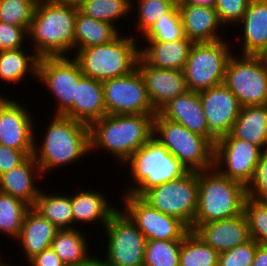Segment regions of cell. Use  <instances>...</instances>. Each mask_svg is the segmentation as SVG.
<instances>
[{
  "mask_svg": "<svg viewBox=\"0 0 267 266\" xmlns=\"http://www.w3.org/2000/svg\"><path fill=\"white\" fill-rule=\"evenodd\" d=\"M51 118L42 141L35 129L33 156L43 176L58 167L83 161L84 156L90 155L88 125L64 115L53 114Z\"/></svg>",
  "mask_w": 267,
  "mask_h": 266,
  "instance_id": "cell-1",
  "label": "cell"
},
{
  "mask_svg": "<svg viewBox=\"0 0 267 266\" xmlns=\"http://www.w3.org/2000/svg\"><path fill=\"white\" fill-rule=\"evenodd\" d=\"M156 114L105 115L89 126L90 153L108 152L123 164L153 137ZM100 150V151H99Z\"/></svg>",
  "mask_w": 267,
  "mask_h": 266,
  "instance_id": "cell-2",
  "label": "cell"
},
{
  "mask_svg": "<svg viewBox=\"0 0 267 266\" xmlns=\"http://www.w3.org/2000/svg\"><path fill=\"white\" fill-rule=\"evenodd\" d=\"M78 10L76 6L38 0L28 30V41L39 58L68 56L71 53L73 56Z\"/></svg>",
  "mask_w": 267,
  "mask_h": 266,
  "instance_id": "cell-3",
  "label": "cell"
},
{
  "mask_svg": "<svg viewBox=\"0 0 267 266\" xmlns=\"http://www.w3.org/2000/svg\"><path fill=\"white\" fill-rule=\"evenodd\" d=\"M246 187L215 167L198 171V203L192 225L225 220L243 213Z\"/></svg>",
  "mask_w": 267,
  "mask_h": 266,
  "instance_id": "cell-4",
  "label": "cell"
},
{
  "mask_svg": "<svg viewBox=\"0 0 267 266\" xmlns=\"http://www.w3.org/2000/svg\"><path fill=\"white\" fill-rule=\"evenodd\" d=\"M123 165L131 169L129 177L133 181L122 194L130 193L137 197L155 186L179 179L188 172L154 137L135 151Z\"/></svg>",
  "mask_w": 267,
  "mask_h": 266,
  "instance_id": "cell-5",
  "label": "cell"
},
{
  "mask_svg": "<svg viewBox=\"0 0 267 266\" xmlns=\"http://www.w3.org/2000/svg\"><path fill=\"white\" fill-rule=\"evenodd\" d=\"M139 41L134 35L123 36L121 33L112 42L80 49L73 57L85 76L103 82L126 76L137 69Z\"/></svg>",
  "mask_w": 267,
  "mask_h": 266,
  "instance_id": "cell-6",
  "label": "cell"
},
{
  "mask_svg": "<svg viewBox=\"0 0 267 266\" xmlns=\"http://www.w3.org/2000/svg\"><path fill=\"white\" fill-rule=\"evenodd\" d=\"M153 137L178 159L188 171H203L214 167V145L205 137L183 125L162 118H153Z\"/></svg>",
  "mask_w": 267,
  "mask_h": 266,
  "instance_id": "cell-7",
  "label": "cell"
},
{
  "mask_svg": "<svg viewBox=\"0 0 267 266\" xmlns=\"http://www.w3.org/2000/svg\"><path fill=\"white\" fill-rule=\"evenodd\" d=\"M228 39L194 42L183 69L187 87L201 92L224 83L225 70L234 48Z\"/></svg>",
  "mask_w": 267,
  "mask_h": 266,
  "instance_id": "cell-8",
  "label": "cell"
},
{
  "mask_svg": "<svg viewBox=\"0 0 267 266\" xmlns=\"http://www.w3.org/2000/svg\"><path fill=\"white\" fill-rule=\"evenodd\" d=\"M42 57L38 61L37 82L45 85L56 105L54 115L73 119V101L76 99L77 83L84 76L77 60L71 56Z\"/></svg>",
  "mask_w": 267,
  "mask_h": 266,
  "instance_id": "cell-9",
  "label": "cell"
},
{
  "mask_svg": "<svg viewBox=\"0 0 267 266\" xmlns=\"http://www.w3.org/2000/svg\"><path fill=\"white\" fill-rule=\"evenodd\" d=\"M141 198L162 213L179 218L191 230L198 203V171L155 186Z\"/></svg>",
  "mask_w": 267,
  "mask_h": 266,
  "instance_id": "cell-10",
  "label": "cell"
},
{
  "mask_svg": "<svg viewBox=\"0 0 267 266\" xmlns=\"http://www.w3.org/2000/svg\"><path fill=\"white\" fill-rule=\"evenodd\" d=\"M107 266H143L147 239L119 208L105 225Z\"/></svg>",
  "mask_w": 267,
  "mask_h": 266,
  "instance_id": "cell-11",
  "label": "cell"
},
{
  "mask_svg": "<svg viewBox=\"0 0 267 266\" xmlns=\"http://www.w3.org/2000/svg\"><path fill=\"white\" fill-rule=\"evenodd\" d=\"M233 52L226 70L224 85L241 107L267 104V69L254 55Z\"/></svg>",
  "mask_w": 267,
  "mask_h": 266,
  "instance_id": "cell-12",
  "label": "cell"
},
{
  "mask_svg": "<svg viewBox=\"0 0 267 266\" xmlns=\"http://www.w3.org/2000/svg\"><path fill=\"white\" fill-rule=\"evenodd\" d=\"M263 152L259 146L228 134L214 145V167L223 176L247 187Z\"/></svg>",
  "mask_w": 267,
  "mask_h": 266,
  "instance_id": "cell-13",
  "label": "cell"
},
{
  "mask_svg": "<svg viewBox=\"0 0 267 266\" xmlns=\"http://www.w3.org/2000/svg\"><path fill=\"white\" fill-rule=\"evenodd\" d=\"M121 209L136 224L147 240H182L190 228L179 218L151 207L141 197L122 194Z\"/></svg>",
  "mask_w": 267,
  "mask_h": 266,
  "instance_id": "cell-14",
  "label": "cell"
},
{
  "mask_svg": "<svg viewBox=\"0 0 267 266\" xmlns=\"http://www.w3.org/2000/svg\"><path fill=\"white\" fill-rule=\"evenodd\" d=\"M107 115L156 114L140 72L102 82Z\"/></svg>",
  "mask_w": 267,
  "mask_h": 266,
  "instance_id": "cell-15",
  "label": "cell"
},
{
  "mask_svg": "<svg viewBox=\"0 0 267 266\" xmlns=\"http://www.w3.org/2000/svg\"><path fill=\"white\" fill-rule=\"evenodd\" d=\"M18 101L6 95L0 102V145L30 156L34 153L36 124L32 112Z\"/></svg>",
  "mask_w": 267,
  "mask_h": 266,
  "instance_id": "cell-16",
  "label": "cell"
},
{
  "mask_svg": "<svg viewBox=\"0 0 267 266\" xmlns=\"http://www.w3.org/2000/svg\"><path fill=\"white\" fill-rule=\"evenodd\" d=\"M198 93L209 132L217 140L228 135L241 108L237 98L224 84Z\"/></svg>",
  "mask_w": 267,
  "mask_h": 266,
  "instance_id": "cell-17",
  "label": "cell"
},
{
  "mask_svg": "<svg viewBox=\"0 0 267 266\" xmlns=\"http://www.w3.org/2000/svg\"><path fill=\"white\" fill-rule=\"evenodd\" d=\"M137 70L144 80L150 102L156 112L189 90L181 70L156 68L147 64L141 57L138 59Z\"/></svg>",
  "mask_w": 267,
  "mask_h": 266,
  "instance_id": "cell-18",
  "label": "cell"
},
{
  "mask_svg": "<svg viewBox=\"0 0 267 266\" xmlns=\"http://www.w3.org/2000/svg\"><path fill=\"white\" fill-rule=\"evenodd\" d=\"M191 230L218 253L245 244L250 240L244 213L230 219L192 225Z\"/></svg>",
  "mask_w": 267,
  "mask_h": 266,
  "instance_id": "cell-19",
  "label": "cell"
},
{
  "mask_svg": "<svg viewBox=\"0 0 267 266\" xmlns=\"http://www.w3.org/2000/svg\"><path fill=\"white\" fill-rule=\"evenodd\" d=\"M162 118L183 125L193 133L207 138L213 145L217 139L209 132L198 92L191 90L166 103L158 112Z\"/></svg>",
  "mask_w": 267,
  "mask_h": 266,
  "instance_id": "cell-20",
  "label": "cell"
},
{
  "mask_svg": "<svg viewBox=\"0 0 267 266\" xmlns=\"http://www.w3.org/2000/svg\"><path fill=\"white\" fill-rule=\"evenodd\" d=\"M44 177L33 155L0 176V192L12 195L33 206L41 188L36 184Z\"/></svg>",
  "mask_w": 267,
  "mask_h": 266,
  "instance_id": "cell-21",
  "label": "cell"
},
{
  "mask_svg": "<svg viewBox=\"0 0 267 266\" xmlns=\"http://www.w3.org/2000/svg\"><path fill=\"white\" fill-rule=\"evenodd\" d=\"M177 7L181 15L184 34L189 40L212 42L226 38L224 37L226 34L219 31L220 28L225 27L221 24L214 8L197 5H177Z\"/></svg>",
  "mask_w": 267,
  "mask_h": 266,
  "instance_id": "cell-22",
  "label": "cell"
},
{
  "mask_svg": "<svg viewBox=\"0 0 267 266\" xmlns=\"http://www.w3.org/2000/svg\"><path fill=\"white\" fill-rule=\"evenodd\" d=\"M236 27L242 28L239 31L241 40H237L241 44L242 51L238 50L240 55L255 56L259 53L267 45V2L250 0L247 11Z\"/></svg>",
  "mask_w": 267,
  "mask_h": 266,
  "instance_id": "cell-23",
  "label": "cell"
},
{
  "mask_svg": "<svg viewBox=\"0 0 267 266\" xmlns=\"http://www.w3.org/2000/svg\"><path fill=\"white\" fill-rule=\"evenodd\" d=\"M59 229L48 219L41 216L32 207L27 211L20 234L15 241L23 252L28 262L34 256L51 247Z\"/></svg>",
  "mask_w": 267,
  "mask_h": 266,
  "instance_id": "cell-24",
  "label": "cell"
},
{
  "mask_svg": "<svg viewBox=\"0 0 267 266\" xmlns=\"http://www.w3.org/2000/svg\"><path fill=\"white\" fill-rule=\"evenodd\" d=\"M193 43L186 36L170 42L144 41L140 57L156 68L183 71Z\"/></svg>",
  "mask_w": 267,
  "mask_h": 266,
  "instance_id": "cell-25",
  "label": "cell"
},
{
  "mask_svg": "<svg viewBox=\"0 0 267 266\" xmlns=\"http://www.w3.org/2000/svg\"><path fill=\"white\" fill-rule=\"evenodd\" d=\"M105 192L92 190H80L71 194V210L74 224H95L100 222L103 228L111 216L118 210L115 204L111 205Z\"/></svg>",
  "mask_w": 267,
  "mask_h": 266,
  "instance_id": "cell-26",
  "label": "cell"
},
{
  "mask_svg": "<svg viewBox=\"0 0 267 266\" xmlns=\"http://www.w3.org/2000/svg\"><path fill=\"white\" fill-rule=\"evenodd\" d=\"M105 115L107 113L102 82L84 75L77 83L73 119L90 126Z\"/></svg>",
  "mask_w": 267,
  "mask_h": 266,
  "instance_id": "cell-27",
  "label": "cell"
},
{
  "mask_svg": "<svg viewBox=\"0 0 267 266\" xmlns=\"http://www.w3.org/2000/svg\"><path fill=\"white\" fill-rule=\"evenodd\" d=\"M229 134L267 151V104L241 107Z\"/></svg>",
  "mask_w": 267,
  "mask_h": 266,
  "instance_id": "cell-28",
  "label": "cell"
},
{
  "mask_svg": "<svg viewBox=\"0 0 267 266\" xmlns=\"http://www.w3.org/2000/svg\"><path fill=\"white\" fill-rule=\"evenodd\" d=\"M123 31L109 22L95 20L77 11L75 18L74 55L87 47L107 44Z\"/></svg>",
  "mask_w": 267,
  "mask_h": 266,
  "instance_id": "cell-29",
  "label": "cell"
},
{
  "mask_svg": "<svg viewBox=\"0 0 267 266\" xmlns=\"http://www.w3.org/2000/svg\"><path fill=\"white\" fill-rule=\"evenodd\" d=\"M23 48L0 51V80L2 83L17 84L26 77L37 80L39 57L31 49ZM29 52V53H28Z\"/></svg>",
  "mask_w": 267,
  "mask_h": 266,
  "instance_id": "cell-30",
  "label": "cell"
},
{
  "mask_svg": "<svg viewBox=\"0 0 267 266\" xmlns=\"http://www.w3.org/2000/svg\"><path fill=\"white\" fill-rule=\"evenodd\" d=\"M45 192L40 190L32 208L58 229L76 228L71 210V195Z\"/></svg>",
  "mask_w": 267,
  "mask_h": 266,
  "instance_id": "cell-31",
  "label": "cell"
},
{
  "mask_svg": "<svg viewBox=\"0 0 267 266\" xmlns=\"http://www.w3.org/2000/svg\"><path fill=\"white\" fill-rule=\"evenodd\" d=\"M77 228L78 226L73 229H59L52 240L51 248L64 264H79L91 252L88 244L90 240Z\"/></svg>",
  "mask_w": 267,
  "mask_h": 266,
  "instance_id": "cell-32",
  "label": "cell"
},
{
  "mask_svg": "<svg viewBox=\"0 0 267 266\" xmlns=\"http://www.w3.org/2000/svg\"><path fill=\"white\" fill-rule=\"evenodd\" d=\"M219 253L190 230L182 239L179 266H218Z\"/></svg>",
  "mask_w": 267,
  "mask_h": 266,
  "instance_id": "cell-33",
  "label": "cell"
},
{
  "mask_svg": "<svg viewBox=\"0 0 267 266\" xmlns=\"http://www.w3.org/2000/svg\"><path fill=\"white\" fill-rule=\"evenodd\" d=\"M30 207L23 200L0 192V233L16 240Z\"/></svg>",
  "mask_w": 267,
  "mask_h": 266,
  "instance_id": "cell-34",
  "label": "cell"
},
{
  "mask_svg": "<svg viewBox=\"0 0 267 266\" xmlns=\"http://www.w3.org/2000/svg\"><path fill=\"white\" fill-rule=\"evenodd\" d=\"M176 4L177 2L175 0H131V14H133L132 12H136L137 14L135 13V15H138L136 21L133 22L136 24L134 25L136 30L134 31L135 38L141 39L151 26L162 15L167 14Z\"/></svg>",
  "mask_w": 267,
  "mask_h": 266,
  "instance_id": "cell-35",
  "label": "cell"
},
{
  "mask_svg": "<svg viewBox=\"0 0 267 266\" xmlns=\"http://www.w3.org/2000/svg\"><path fill=\"white\" fill-rule=\"evenodd\" d=\"M78 9L88 17L117 27L119 20L131 16V0H85Z\"/></svg>",
  "mask_w": 267,
  "mask_h": 266,
  "instance_id": "cell-36",
  "label": "cell"
},
{
  "mask_svg": "<svg viewBox=\"0 0 267 266\" xmlns=\"http://www.w3.org/2000/svg\"><path fill=\"white\" fill-rule=\"evenodd\" d=\"M182 240H147L143 266H179Z\"/></svg>",
  "mask_w": 267,
  "mask_h": 266,
  "instance_id": "cell-37",
  "label": "cell"
},
{
  "mask_svg": "<svg viewBox=\"0 0 267 266\" xmlns=\"http://www.w3.org/2000/svg\"><path fill=\"white\" fill-rule=\"evenodd\" d=\"M185 37L181 15L177 4L162 15L155 24L142 36L145 41L170 42Z\"/></svg>",
  "mask_w": 267,
  "mask_h": 266,
  "instance_id": "cell-38",
  "label": "cell"
},
{
  "mask_svg": "<svg viewBox=\"0 0 267 266\" xmlns=\"http://www.w3.org/2000/svg\"><path fill=\"white\" fill-rule=\"evenodd\" d=\"M243 213L247 219L250 239L260 245H267V200L247 196Z\"/></svg>",
  "mask_w": 267,
  "mask_h": 266,
  "instance_id": "cell-39",
  "label": "cell"
},
{
  "mask_svg": "<svg viewBox=\"0 0 267 266\" xmlns=\"http://www.w3.org/2000/svg\"><path fill=\"white\" fill-rule=\"evenodd\" d=\"M38 0H0V21L30 28Z\"/></svg>",
  "mask_w": 267,
  "mask_h": 266,
  "instance_id": "cell-40",
  "label": "cell"
},
{
  "mask_svg": "<svg viewBox=\"0 0 267 266\" xmlns=\"http://www.w3.org/2000/svg\"><path fill=\"white\" fill-rule=\"evenodd\" d=\"M257 245L250 239L245 244L219 253L218 266H252Z\"/></svg>",
  "mask_w": 267,
  "mask_h": 266,
  "instance_id": "cell-41",
  "label": "cell"
},
{
  "mask_svg": "<svg viewBox=\"0 0 267 266\" xmlns=\"http://www.w3.org/2000/svg\"><path fill=\"white\" fill-rule=\"evenodd\" d=\"M249 2L250 0H216L214 9L225 29L230 25L233 28L241 21Z\"/></svg>",
  "mask_w": 267,
  "mask_h": 266,
  "instance_id": "cell-42",
  "label": "cell"
},
{
  "mask_svg": "<svg viewBox=\"0 0 267 266\" xmlns=\"http://www.w3.org/2000/svg\"><path fill=\"white\" fill-rule=\"evenodd\" d=\"M27 40L28 31L24 27L0 21V51L23 48L29 43Z\"/></svg>",
  "mask_w": 267,
  "mask_h": 266,
  "instance_id": "cell-43",
  "label": "cell"
},
{
  "mask_svg": "<svg viewBox=\"0 0 267 266\" xmlns=\"http://www.w3.org/2000/svg\"><path fill=\"white\" fill-rule=\"evenodd\" d=\"M247 196L267 200V151H264L255 169L252 181L246 187Z\"/></svg>",
  "mask_w": 267,
  "mask_h": 266,
  "instance_id": "cell-44",
  "label": "cell"
},
{
  "mask_svg": "<svg viewBox=\"0 0 267 266\" xmlns=\"http://www.w3.org/2000/svg\"><path fill=\"white\" fill-rule=\"evenodd\" d=\"M27 157L23 151L0 145V176L20 165Z\"/></svg>",
  "mask_w": 267,
  "mask_h": 266,
  "instance_id": "cell-45",
  "label": "cell"
},
{
  "mask_svg": "<svg viewBox=\"0 0 267 266\" xmlns=\"http://www.w3.org/2000/svg\"><path fill=\"white\" fill-rule=\"evenodd\" d=\"M28 266H64V262L55 253V251L49 247L42 251L40 254L34 256L28 262Z\"/></svg>",
  "mask_w": 267,
  "mask_h": 266,
  "instance_id": "cell-46",
  "label": "cell"
},
{
  "mask_svg": "<svg viewBox=\"0 0 267 266\" xmlns=\"http://www.w3.org/2000/svg\"><path fill=\"white\" fill-rule=\"evenodd\" d=\"M252 266H267V245H257Z\"/></svg>",
  "mask_w": 267,
  "mask_h": 266,
  "instance_id": "cell-47",
  "label": "cell"
},
{
  "mask_svg": "<svg viewBox=\"0 0 267 266\" xmlns=\"http://www.w3.org/2000/svg\"><path fill=\"white\" fill-rule=\"evenodd\" d=\"M102 258L101 256L98 258V255L95 256L91 252L84 260L79 263V266H107L104 257Z\"/></svg>",
  "mask_w": 267,
  "mask_h": 266,
  "instance_id": "cell-48",
  "label": "cell"
},
{
  "mask_svg": "<svg viewBox=\"0 0 267 266\" xmlns=\"http://www.w3.org/2000/svg\"><path fill=\"white\" fill-rule=\"evenodd\" d=\"M216 0H180L177 5H197L214 8Z\"/></svg>",
  "mask_w": 267,
  "mask_h": 266,
  "instance_id": "cell-49",
  "label": "cell"
},
{
  "mask_svg": "<svg viewBox=\"0 0 267 266\" xmlns=\"http://www.w3.org/2000/svg\"><path fill=\"white\" fill-rule=\"evenodd\" d=\"M255 56L260 60L262 66L267 69V45Z\"/></svg>",
  "mask_w": 267,
  "mask_h": 266,
  "instance_id": "cell-50",
  "label": "cell"
},
{
  "mask_svg": "<svg viewBox=\"0 0 267 266\" xmlns=\"http://www.w3.org/2000/svg\"><path fill=\"white\" fill-rule=\"evenodd\" d=\"M49 1L58 3V4L72 5V6L78 7L85 0H49Z\"/></svg>",
  "mask_w": 267,
  "mask_h": 266,
  "instance_id": "cell-51",
  "label": "cell"
},
{
  "mask_svg": "<svg viewBox=\"0 0 267 266\" xmlns=\"http://www.w3.org/2000/svg\"><path fill=\"white\" fill-rule=\"evenodd\" d=\"M4 259L5 258L2 259L1 254H0V266H3L7 262V261H3Z\"/></svg>",
  "mask_w": 267,
  "mask_h": 266,
  "instance_id": "cell-52",
  "label": "cell"
},
{
  "mask_svg": "<svg viewBox=\"0 0 267 266\" xmlns=\"http://www.w3.org/2000/svg\"><path fill=\"white\" fill-rule=\"evenodd\" d=\"M3 92H0V102L6 97L4 94H2Z\"/></svg>",
  "mask_w": 267,
  "mask_h": 266,
  "instance_id": "cell-53",
  "label": "cell"
},
{
  "mask_svg": "<svg viewBox=\"0 0 267 266\" xmlns=\"http://www.w3.org/2000/svg\"><path fill=\"white\" fill-rule=\"evenodd\" d=\"M64 266H79V264H65Z\"/></svg>",
  "mask_w": 267,
  "mask_h": 266,
  "instance_id": "cell-54",
  "label": "cell"
},
{
  "mask_svg": "<svg viewBox=\"0 0 267 266\" xmlns=\"http://www.w3.org/2000/svg\"><path fill=\"white\" fill-rule=\"evenodd\" d=\"M9 264H11V263H8L7 264V262L3 265V266H11V265H9ZM15 266V265H14Z\"/></svg>",
  "mask_w": 267,
  "mask_h": 266,
  "instance_id": "cell-55",
  "label": "cell"
}]
</instances>
